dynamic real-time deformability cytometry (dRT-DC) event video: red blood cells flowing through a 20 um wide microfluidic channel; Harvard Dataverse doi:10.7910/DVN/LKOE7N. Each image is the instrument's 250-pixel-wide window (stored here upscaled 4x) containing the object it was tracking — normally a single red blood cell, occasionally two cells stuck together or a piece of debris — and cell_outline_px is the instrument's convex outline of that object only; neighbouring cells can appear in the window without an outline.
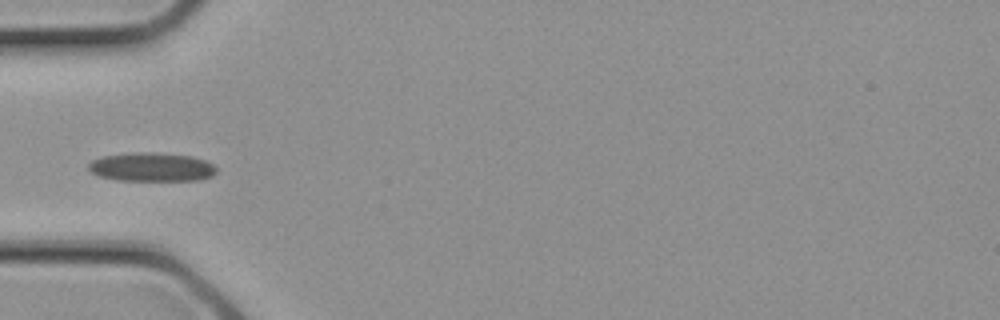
{"species": "common noctule bat (a hibernating species)", "species_latin": "Nyctalus noctula", "temperature_condition": "cold", "stored_images_in_passage": 12, "camera_frame_rate_fps": 3000, "um_per_image_px": 0.085, "animal": {"sex": "female", "body_mass_g": 21.9}, "frame": {"image": 1, "passage_image": 4, "time_ms": 1.0, "image_size_px": [1000, 320], "cell_outline_px": [[216, 172], [212, 176], [200, 180], [116, 180], [100, 176], [92, 172], [88, 168], [88, 164], [92, 160], [104, 156], [132, 152], [152, 152], [192, 156], [204, 160], [212, 164], [216, 168]], "centroid_in_image_um": [12.89, 14.19], "position_along_channel_um": 72.1, "area_um2": 21.39}}
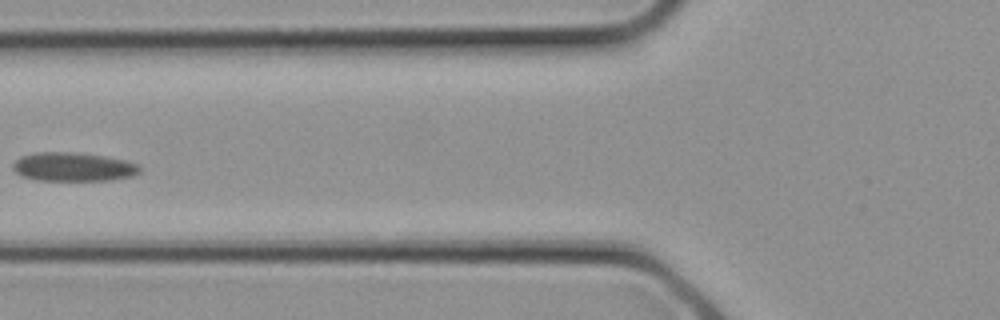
{"frame": {"image": 2, "passage_image": 6, "time_ms": 1.667, "image_size_px": [1000, 320], "cell_outline_px": [[140, 172], [132, 176], [112, 180], [40, 180], [20, 176], [12, 168], [12, 164], [20, 156], [32, 152], [76, 152], [104, 156], [128, 160], [140, 164]], "centroid_in_image_um": [6.24, 14.17], "position_along_channel_um": 119.6, "area_um2": 21.56}}
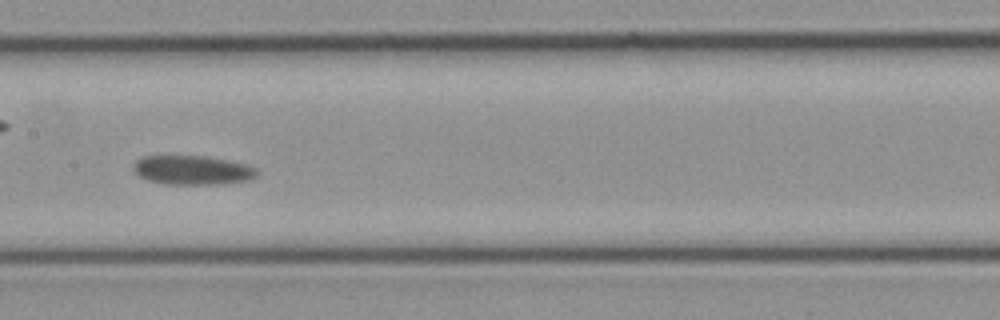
{"frame": {"image": 3, "passage_image": 9, "time_ms": 2.667, "image_size_px": [1000, 320], "cell_outline_px": [[260, 172], [252, 180], [220, 184], [168, 184], [148, 180], [140, 176], [132, 168], [132, 164], [136, 160], [144, 156], [208, 156], [248, 164], [256, 168]], "centroid_in_image_um": [16.41, 14.46], "position_along_channel_um": 191.0, "area_um2": 21.21}}